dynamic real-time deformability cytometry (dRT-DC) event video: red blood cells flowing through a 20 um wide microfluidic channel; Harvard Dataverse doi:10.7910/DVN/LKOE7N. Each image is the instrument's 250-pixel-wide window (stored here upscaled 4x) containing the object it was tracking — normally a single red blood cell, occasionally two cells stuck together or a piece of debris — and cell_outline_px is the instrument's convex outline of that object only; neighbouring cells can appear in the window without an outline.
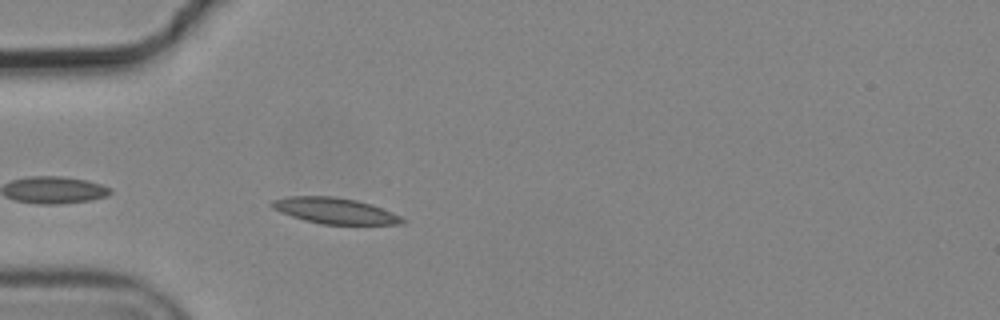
{"species": "common noctule bat (a hibernating species)", "species_latin": "Nyctalus noctula", "temperature_condition": "cold", "stored_images_in_passage": 1, "camera_frame_rate_fps": 3000, "um_per_image_px": 0.085, "animal": {"sex": "male", "body_mass_g": 19.2, "forearm_length_mm": 51.8}, "frame": {"image": 1, "passage_image": 1, "time_ms": 0.0, "image_size_px": [1000, 320], "cell_outline_px": [[408, 220], [400, 224], [320, 224], [304, 220], [280, 212], [272, 208], [268, 204], [272, 200], [288, 196], [336, 196], [356, 200], [372, 204], [392, 212]], "centroid_in_image_um": [28.44, 17.9], "position_along_channel_um": 56.6, "area_um2": 19.83}}